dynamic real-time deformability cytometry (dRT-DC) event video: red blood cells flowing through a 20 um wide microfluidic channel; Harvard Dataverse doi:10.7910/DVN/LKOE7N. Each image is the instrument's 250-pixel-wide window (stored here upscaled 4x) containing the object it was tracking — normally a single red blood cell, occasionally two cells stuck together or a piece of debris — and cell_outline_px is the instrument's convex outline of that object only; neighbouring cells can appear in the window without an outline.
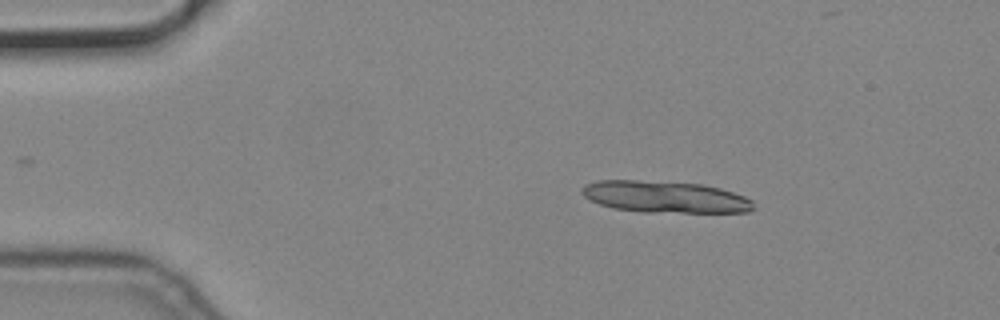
{"species": "common noctule bat (a hibernating species)", "species_latin": "Nyctalus noctula", "temperature_condition": "cold", "stored_images_in_passage": 3, "camera_frame_rate_fps": 3000, "um_per_image_px": 0.085, "animal": {"sex": "male", "body_mass_g": 19.2, "forearm_length_mm": 51.8}, "frame": {"image": 1, "passage_image": 1, "time_ms": 0.0, "image_size_px": [1000, 320], "cell_outline_px": [[756, 208], [748, 212], [644, 212], [612, 208], [600, 204], [584, 196], [580, 192], [584, 184], [596, 180], [636, 180], [704, 184], [720, 188], [744, 196], [752, 200]], "centroid_in_image_um": [56.53, 16.73], "position_along_channel_um": 28.5, "area_um2": 31.79}}